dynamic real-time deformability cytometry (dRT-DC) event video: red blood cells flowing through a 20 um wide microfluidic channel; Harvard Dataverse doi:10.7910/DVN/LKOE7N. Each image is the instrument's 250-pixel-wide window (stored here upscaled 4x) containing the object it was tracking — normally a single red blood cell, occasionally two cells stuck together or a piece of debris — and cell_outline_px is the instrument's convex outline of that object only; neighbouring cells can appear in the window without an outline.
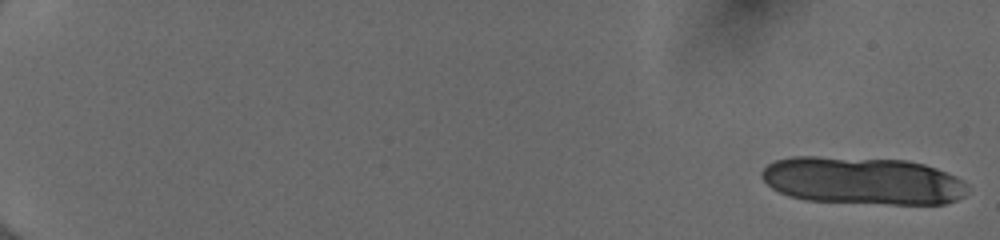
{"species": "human", "species_latin": "Homo sapiens", "temperature_condition": "cold", "stored_images_in_passage": 2, "camera_frame_rate_fps": 3000, "um_per_image_px": 0.085, "donor": {"sex": "female"}, "frame": {"image": 1, "passage_image": 1, "time_ms": 0.0, "image_size_px": [1000, 240], "cell_outline_px": [[968, 192], [964, 196], [956, 200], [944, 204], [888, 204], [804, 200], [788, 196], [772, 188], [760, 176], [760, 172], [768, 164], [776, 160], [792, 156], [816, 156], [908, 160], [924, 164], [936, 168], [956, 176], [968, 184]], "centroid_in_image_um": [73.33, 15.36], "position_along_channel_um": 11.7, "area_um2": 57.57}}